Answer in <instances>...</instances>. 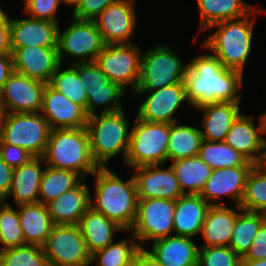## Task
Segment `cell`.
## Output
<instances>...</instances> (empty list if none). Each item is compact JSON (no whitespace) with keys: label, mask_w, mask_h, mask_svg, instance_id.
<instances>
[{"label":"cell","mask_w":266,"mask_h":266,"mask_svg":"<svg viewBox=\"0 0 266 266\" xmlns=\"http://www.w3.org/2000/svg\"><path fill=\"white\" fill-rule=\"evenodd\" d=\"M184 79L188 103L197 108L206 103L241 101L243 75L223 68L212 53H201L192 58Z\"/></svg>","instance_id":"obj_1"},{"label":"cell","mask_w":266,"mask_h":266,"mask_svg":"<svg viewBox=\"0 0 266 266\" xmlns=\"http://www.w3.org/2000/svg\"><path fill=\"white\" fill-rule=\"evenodd\" d=\"M95 177L94 197L90 195V207L116 222L126 232L130 231L137 216L138 193L133 175L122 180L109 167H99Z\"/></svg>","instance_id":"obj_2"},{"label":"cell","mask_w":266,"mask_h":266,"mask_svg":"<svg viewBox=\"0 0 266 266\" xmlns=\"http://www.w3.org/2000/svg\"><path fill=\"white\" fill-rule=\"evenodd\" d=\"M262 10L258 6L247 16L216 23L208 29H215L203 43L204 48L215 55L223 68L239 71L243 74L244 67L253 46V29L256 16ZM251 17V18H249Z\"/></svg>","instance_id":"obj_3"},{"label":"cell","mask_w":266,"mask_h":266,"mask_svg":"<svg viewBox=\"0 0 266 266\" xmlns=\"http://www.w3.org/2000/svg\"><path fill=\"white\" fill-rule=\"evenodd\" d=\"M42 158L45 165L75 172L82 179L99 168L92 157L86 127L51 130Z\"/></svg>","instance_id":"obj_4"},{"label":"cell","mask_w":266,"mask_h":266,"mask_svg":"<svg viewBox=\"0 0 266 266\" xmlns=\"http://www.w3.org/2000/svg\"><path fill=\"white\" fill-rule=\"evenodd\" d=\"M129 123L124 109L88 116L86 129L91 153L99 167H108L109 161L120 154L125 163L132 126Z\"/></svg>","instance_id":"obj_5"},{"label":"cell","mask_w":266,"mask_h":266,"mask_svg":"<svg viewBox=\"0 0 266 266\" xmlns=\"http://www.w3.org/2000/svg\"><path fill=\"white\" fill-rule=\"evenodd\" d=\"M166 43L142 51L140 79L135 91H153L180 84L186 77L189 64Z\"/></svg>","instance_id":"obj_6"},{"label":"cell","mask_w":266,"mask_h":266,"mask_svg":"<svg viewBox=\"0 0 266 266\" xmlns=\"http://www.w3.org/2000/svg\"><path fill=\"white\" fill-rule=\"evenodd\" d=\"M131 126L130 145L125 165L136 168L167 163L170 124L147 122L135 117Z\"/></svg>","instance_id":"obj_7"},{"label":"cell","mask_w":266,"mask_h":266,"mask_svg":"<svg viewBox=\"0 0 266 266\" xmlns=\"http://www.w3.org/2000/svg\"><path fill=\"white\" fill-rule=\"evenodd\" d=\"M51 132L48 121L38 113H4L0 117V144H11L42 157Z\"/></svg>","instance_id":"obj_8"},{"label":"cell","mask_w":266,"mask_h":266,"mask_svg":"<svg viewBox=\"0 0 266 266\" xmlns=\"http://www.w3.org/2000/svg\"><path fill=\"white\" fill-rule=\"evenodd\" d=\"M72 21L62 30L58 29V57L63 64L64 57L76 60L74 63L95 62L99 53L104 49L105 42L94 21L78 20L71 17Z\"/></svg>","instance_id":"obj_9"},{"label":"cell","mask_w":266,"mask_h":266,"mask_svg":"<svg viewBox=\"0 0 266 266\" xmlns=\"http://www.w3.org/2000/svg\"><path fill=\"white\" fill-rule=\"evenodd\" d=\"M141 57V47L135 43L106 44L95 62L111 82L134 93L140 79Z\"/></svg>","instance_id":"obj_10"},{"label":"cell","mask_w":266,"mask_h":266,"mask_svg":"<svg viewBox=\"0 0 266 266\" xmlns=\"http://www.w3.org/2000/svg\"><path fill=\"white\" fill-rule=\"evenodd\" d=\"M175 200L138 199L137 216L134 225L127 231L137 239L140 248L147 241L173 235Z\"/></svg>","instance_id":"obj_11"},{"label":"cell","mask_w":266,"mask_h":266,"mask_svg":"<svg viewBox=\"0 0 266 266\" xmlns=\"http://www.w3.org/2000/svg\"><path fill=\"white\" fill-rule=\"evenodd\" d=\"M42 247L49 265L90 266L91 255L78 225H54Z\"/></svg>","instance_id":"obj_12"},{"label":"cell","mask_w":266,"mask_h":266,"mask_svg":"<svg viewBox=\"0 0 266 266\" xmlns=\"http://www.w3.org/2000/svg\"><path fill=\"white\" fill-rule=\"evenodd\" d=\"M140 95V96H139ZM147 97L142 101L137 110L136 117L147 122L176 123L178 118L175 114L186 102V87L184 81L180 84L166 86L153 91H135L133 96Z\"/></svg>","instance_id":"obj_13"},{"label":"cell","mask_w":266,"mask_h":266,"mask_svg":"<svg viewBox=\"0 0 266 266\" xmlns=\"http://www.w3.org/2000/svg\"><path fill=\"white\" fill-rule=\"evenodd\" d=\"M135 0H119L107 6L93 21L105 44H130L136 33ZM132 38V39H131Z\"/></svg>","instance_id":"obj_14"},{"label":"cell","mask_w":266,"mask_h":266,"mask_svg":"<svg viewBox=\"0 0 266 266\" xmlns=\"http://www.w3.org/2000/svg\"><path fill=\"white\" fill-rule=\"evenodd\" d=\"M254 166L242 165L212 170L199 195L211 206L226 205L224 201L220 202L223 196L228 197L233 205L240 206L248 174Z\"/></svg>","instance_id":"obj_15"},{"label":"cell","mask_w":266,"mask_h":266,"mask_svg":"<svg viewBox=\"0 0 266 266\" xmlns=\"http://www.w3.org/2000/svg\"><path fill=\"white\" fill-rule=\"evenodd\" d=\"M46 83L13 72L1 90L5 113H38Z\"/></svg>","instance_id":"obj_16"},{"label":"cell","mask_w":266,"mask_h":266,"mask_svg":"<svg viewBox=\"0 0 266 266\" xmlns=\"http://www.w3.org/2000/svg\"><path fill=\"white\" fill-rule=\"evenodd\" d=\"M162 164L145 165L133 168L138 199L177 200L183 195L171 165L163 168Z\"/></svg>","instance_id":"obj_17"},{"label":"cell","mask_w":266,"mask_h":266,"mask_svg":"<svg viewBox=\"0 0 266 266\" xmlns=\"http://www.w3.org/2000/svg\"><path fill=\"white\" fill-rule=\"evenodd\" d=\"M40 114L48 121L51 130L84 128L87 125L85 110L49 84L43 90Z\"/></svg>","instance_id":"obj_18"},{"label":"cell","mask_w":266,"mask_h":266,"mask_svg":"<svg viewBox=\"0 0 266 266\" xmlns=\"http://www.w3.org/2000/svg\"><path fill=\"white\" fill-rule=\"evenodd\" d=\"M14 71L48 84L61 64L57 47L11 48Z\"/></svg>","instance_id":"obj_19"},{"label":"cell","mask_w":266,"mask_h":266,"mask_svg":"<svg viewBox=\"0 0 266 266\" xmlns=\"http://www.w3.org/2000/svg\"><path fill=\"white\" fill-rule=\"evenodd\" d=\"M258 126L254 116L241 113L232 123L224 142L257 165L262 157L265 135L261 115Z\"/></svg>","instance_id":"obj_20"},{"label":"cell","mask_w":266,"mask_h":266,"mask_svg":"<svg viewBox=\"0 0 266 266\" xmlns=\"http://www.w3.org/2000/svg\"><path fill=\"white\" fill-rule=\"evenodd\" d=\"M60 23L30 17L10 21L11 48L57 47Z\"/></svg>","instance_id":"obj_21"},{"label":"cell","mask_w":266,"mask_h":266,"mask_svg":"<svg viewBox=\"0 0 266 266\" xmlns=\"http://www.w3.org/2000/svg\"><path fill=\"white\" fill-rule=\"evenodd\" d=\"M91 191L86 179L47 204L55 225H78L90 208Z\"/></svg>","instance_id":"obj_22"},{"label":"cell","mask_w":266,"mask_h":266,"mask_svg":"<svg viewBox=\"0 0 266 266\" xmlns=\"http://www.w3.org/2000/svg\"><path fill=\"white\" fill-rule=\"evenodd\" d=\"M240 103L213 102L194 108L202 113L200 130L203 140L224 141L232 123L242 113Z\"/></svg>","instance_id":"obj_23"},{"label":"cell","mask_w":266,"mask_h":266,"mask_svg":"<svg viewBox=\"0 0 266 266\" xmlns=\"http://www.w3.org/2000/svg\"><path fill=\"white\" fill-rule=\"evenodd\" d=\"M42 157H34L28 163L13 170L11 187L4 201L10 204L9 199L18 206L22 204L39 203V190L43 171L46 167Z\"/></svg>","instance_id":"obj_24"},{"label":"cell","mask_w":266,"mask_h":266,"mask_svg":"<svg viewBox=\"0 0 266 266\" xmlns=\"http://www.w3.org/2000/svg\"><path fill=\"white\" fill-rule=\"evenodd\" d=\"M242 210L239 205L210 206L200 233L205 243L200 246H229L238 214Z\"/></svg>","instance_id":"obj_25"},{"label":"cell","mask_w":266,"mask_h":266,"mask_svg":"<svg viewBox=\"0 0 266 266\" xmlns=\"http://www.w3.org/2000/svg\"><path fill=\"white\" fill-rule=\"evenodd\" d=\"M147 249L163 266H197L199 246L191 237L171 235Z\"/></svg>","instance_id":"obj_26"},{"label":"cell","mask_w":266,"mask_h":266,"mask_svg":"<svg viewBox=\"0 0 266 266\" xmlns=\"http://www.w3.org/2000/svg\"><path fill=\"white\" fill-rule=\"evenodd\" d=\"M199 194H183L176 200L173 235L194 238L201 229L210 208Z\"/></svg>","instance_id":"obj_27"},{"label":"cell","mask_w":266,"mask_h":266,"mask_svg":"<svg viewBox=\"0 0 266 266\" xmlns=\"http://www.w3.org/2000/svg\"><path fill=\"white\" fill-rule=\"evenodd\" d=\"M78 226L85 239L90 255L114 242L117 232L126 233L116 222L108 219L105 215L93 210L91 207L82 216Z\"/></svg>","instance_id":"obj_28"},{"label":"cell","mask_w":266,"mask_h":266,"mask_svg":"<svg viewBox=\"0 0 266 266\" xmlns=\"http://www.w3.org/2000/svg\"><path fill=\"white\" fill-rule=\"evenodd\" d=\"M17 208L25 245L43 246L55 225L47 205L43 203L22 204Z\"/></svg>","instance_id":"obj_29"},{"label":"cell","mask_w":266,"mask_h":266,"mask_svg":"<svg viewBox=\"0 0 266 266\" xmlns=\"http://www.w3.org/2000/svg\"><path fill=\"white\" fill-rule=\"evenodd\" d=\"M200 14L199 32H206L216 23L239 19L250 14L256 6L244 0H196Z\"/></svg>","instance_id":"obj_30"},{"label":"cell","mask_w":266,"mask_h":266,"mask_svg":"<svg viewBox=\"0 0 266 266\" xmlns=\"http://www.w3.org/2000/svg\"><path fill=\"white\" fill-rule=\"evenodd\" d=\"M203 136L199 127L179 122L170 124L167 162L197 156Z\"/></svg>","instance_id":"obj_31"},{"label":"cell","mask_w":266,"mask_h":266,"mask_svg":"<svg viewBox=\"0 0 266 266\" xmlns=\"http://www.w3.org/2000/svg\"><path fill=\"white\" fill-rule=\"evenodd\" d=\"M171 163L183 194H200L213 170L198 155Z\"/></svg>","instance_id":"obj_32"},{"label":"cell","mask_w":266,"mask_h":266,"mask_svg":"<svg viewBox=\"0 0 266 266\" xmlns=\"http://www.w3.org/2000/svg\"><path fill=\"white\" fill-rule=\"evenodd\" d=\"M81 180L82 178L75 172L46 165L40 183L39 203L47 205L75 187Z\"/></svg>","instance_id":"obj_33"},{"label":"cell","mask_w":266,"mask_h":266,"mask_svg":"<svg viewBox=\"0 0 266 266\" xmlns=\"http://www.w3.org/2000/svg\"><path fill=\"white\" fill-rule=\"evenodd\" d=\"M198 156L213 170L242 165H255L224 141L203 140Z\"/></svg>","instance_id":"obj_34"},{"label":"cell","mask_w":266,"mask_h":266,"mask_svg":"<svg viewBox=\"0 0 266 266\" xmlns=\"http://www.w3.org/2000/svg\"><path fill=\"white\" fill-rule=\"evenodd\" d=\"M132 236L129 239L122 238L114 241L106 248L91 255L90 266H131L135 254L140 249L137 239ZM128 240V241H127Z\"/></svg>","instance_id":"obj_35"},{"label":"cell","mask_w":266,"mask_h":266,"mask_svg":"<svg viewBox=\"0 0 266 266\" xmlns=\"http://www.w3.org/2000/svg\"><path fill=\"white\" fill-rule=\"evenodd\" d=\"M48 84L73 103L80 105L87 114L88 98L79 80L78 63L68 64L66 67L60 64Z\"/></svg>","instance_id":"obj_36"},{"label":"cell","mask_w":266,"mask_h":266,"mask_svg":"<svg viewBox=\"0 0 266 266\" xmlns=\"http://www.w3.org/2000/svg\"><path fill=\"white\" fill-rule=\"evenodd\" d=\"M264 224L261 213L242 210L232 231L231 247L241 258L249 251L260 227Z\"/></svg>","instance_id":"obj_37"},{"label":"cell","mask_w":266,"mask_h":266,"mask_svg":"<svg viewBox=\"0 0 266 266\" xmlns=\"http://www.w3.org/2000/svg\"><path fill=\"white\" fill-rule=\"evenodd\" d=\"M87 116L96 114L97 109L99 113H112L124 109L121 99L126 95V91L118 84L110 82L105 87L90 88L87 87Z\"/></svg>","instance_id":"obj_38"},{"label":"cell","mask_w":266,"mask_h":266,"mask_svg":"<svg viewBox=\"0 0 266 266\" xmlns=\"http://www.w3.org/2000/svg\"><path fill=\"white\" fill-rule=\"evenodd\" d=\"M25 245L18 208L0 202V251Z\"/></svg>","instance_id":"obj_39"},{"label":"cell","mask_w":266,"mask_h":266,"mask_svg":"<svg viewBox=\"0 0 266 266\" xmlns=\"http://www.w3.org/2000/svg\"><path fill=\"white\" fill-rule=\"evenodd\" d=\"M240 207L244 211L257 213L266 208V172L258 165L248 174Z\"/></svg>","instance_id":"obj_40"},{"label":"cell","mask_w":266,"mask_h":266,"mask_svg":"<svg viewBox=\"0 0 266 266\" xmlns=\"http://www.w3.org/2000/svg\"><path fill=\"white\" fill-rule=\"evenodd\" d=\"M0 266H49L42 246L23 245L0 251Z\"/></svg>","instance_id":"obj_41"},{"label":"cell","mask_w":266,"mask_h":266,"mask_svg":"<svg viewBox=\"0 0 266 266\" xmlns=\"http://www.w3.org/2000/svg\"><path fill=\"white\" fill-rule=\"evenodd\" d=\"M197 266H242V258L229 246H200Z\"/></svg>","instance_id":"obj_42"},{"label":"cell","mask_w":266,"mask_h":266,"mask_svg":"<svg viewBox=\"0 0 266 266\" xmlns=\"http://www.w3.org/2000/svg\"><path fill=\"white\" fill-rule=\"evenodd\" d=\"M23 3L26 16L59 23L56 13L62 0H23Z\"/></svg>","instance_id":"obj_43"},{"label":"cell","mask_w":266,"mask_h":266,"mask_svg":"<svg viewBox=\"0 0 266 266\" xmlns=\"http://www.w3.org/2000/svg\"><path fill=\"white\" fill-rule=\"evenodd\" d=\"M78 75L85 90L89 86L90 88L105 87L111 82L96 62L78 63Z\"/></svg>","instance_id":"obj_44"},{"label":"cell","mask_w":266,"mask_h":266,"mask_svg":"<svg viewBox=\"0 0 266 266\" xmlns=\"http://www.w3.org/2000/svg\"><path fill=\"white\" fill-rule=\"evenodd\" d=\"M119 0H81L72 10L71 17L78 20L93 21L107 6Z\"/></svg>","instance_id":"obj_45"},{"label":"cell","mask_w":266,"mask_h":266,"mask_svg":"<svg viewBox=\"0 0 266 266\" xmlns=\"http://www.w3.org/2000/svg\"><path fill=\"white\" fill-rule=\"evenodd\" d=\"M0 156L13 169L34 158L27 150L11 144H0Z\"/></svg>","instance_id":"obj_46"},{"label":"cell","mask_w":266,"mask_h":266,"mask_svg":"<svg viewBox=\"0 0 266 266\" xmlns=\"http://www.w3.org/2000/svg\"><path fill=\"white\" fill-rule=\"evenodd\" d=\"M266 259V225L263 224L251 244L249 251L242 260Z\"/></svg>","instance_id":"obj_47"},{"label":"cell","mask_w":266,"mask_h":266,"mask_svg":"<svg viewBox=\"0 0 266 266\" xmlns=\"http://www.w3.org/2000/svg\"><path fill=\"white\" fill-rule=\"evenodd\" d=\"M11 16L0 6V54H12L10 46Z\"/></svg>","instance_id":"obj_48"},{"label":"cell","mask_w":266,"mask_h":266,"mask_svg":"<svg viewBox=\"0 0 266 266\" xmlns=\"http://www.w3.org/2000/svg\"><path fill=\"white\" fill-rule=\"evenodd\" d=\"M11 168L0 156V202L7 199L13 176Z\"/></svg>","instance_id":"obj_49"},{"label":"cell","mask_w":266,"mask_h":266,"mask_svg":"<svg viewBox=\"0 0 266 266\" xmlns=\"http://www.w3.org/2000/svg\"><path fill=\"white\" fill-rule=\"evenodd\" d=\"M13 72L12 54H0V91Z\"/></svg>","instance_id":"obj_50"},{"label":"cell","mask_w":266,"mask_h":266,"mask_svg":"<svg viewBox=\"0 0 266 266\" xmlns=\"http://www.w3.org/2000/svg\"><path fill=\"white\" fill-rule=\"evenodd\" d=\"M133 264L135 266H163L145 247L137 251Z\"/></svg>","instance_id":"obj_51"},{"label":"cell","mask_w":266,"mask_h":266,"mask_svg":"<svg viewBox=\"0 0 266 266\" xmlns=\"http://www.w3.org/2000/svg\"><path fill=\"white\" fill-rule=\"evenodd\" d=\"M242 266H266V259L242 260Z\"/></svg>","instance_id":"obj_52"},{"label":"cell","mask_w":266,"mask_h":266,"mask_svg":"<svg viewBox=\"0 0 266 266\" xmlns=\"http://www.w3.org/2000/svg\"><path fill=\"white\" fill-rule=\"evenodd\" d=\"M263 171L266 172V139L264 142L263 153L260 162L257 164Z\"/></svg>","instance_id":"obj_53"},{"label":"cell","mask_w":266,"mask_h":266,"mask_svg":"<svg viewBox=\"0 0 266 266\" xmlns=\"http://www.w3.org/2000/svg\"><path fill=\"white\" fill-rule=\"evenodd\" d=\"M62 2L70 8L73 7L72 9L74 10L79 5L81 0H62Z\"/></svg>","instance_id":"obj_54"},{"label":"cell","mask_w":266,"mask_h":266,"mask_svg":"<svg viewBox=\"0 0 266 266\" xmlns=\"http://www.w3.org/2000/svg\"><path fill=\"white\" fill-rule=\"evenodd\" d=\"M262 122H263V128H264V133L266 135V112L261 114Z\"/></svg>","instance_id":"obj_55"},{"label":"cell","mask_w":266,"mask_h":266,"mask_svg":"<svg viewBox=\"0 0 266 266\" xmlns=\"http://www.w3.org/2000/svg\"><path fill=\"white\" fill-rule=\"evenodd\" d=\"M4 107L2 104L1 91H0V117L4 114Z\"/></svg>","instance_id":"obj_56"},{"label":"cell","mask_w":266,"mask_h":266,"mask_svg":"<svg viewBox=\"0 0 266 266\" xmlns=\"http://www.w3.org/2000/svg\"><path fill=\"white\" fill-rule=\"evenodd\" d=\"M262 217H263V221H264V224L266 225V208L260 212Z\"/></svg>","instance_id":"obj_57"}]
</instances>
